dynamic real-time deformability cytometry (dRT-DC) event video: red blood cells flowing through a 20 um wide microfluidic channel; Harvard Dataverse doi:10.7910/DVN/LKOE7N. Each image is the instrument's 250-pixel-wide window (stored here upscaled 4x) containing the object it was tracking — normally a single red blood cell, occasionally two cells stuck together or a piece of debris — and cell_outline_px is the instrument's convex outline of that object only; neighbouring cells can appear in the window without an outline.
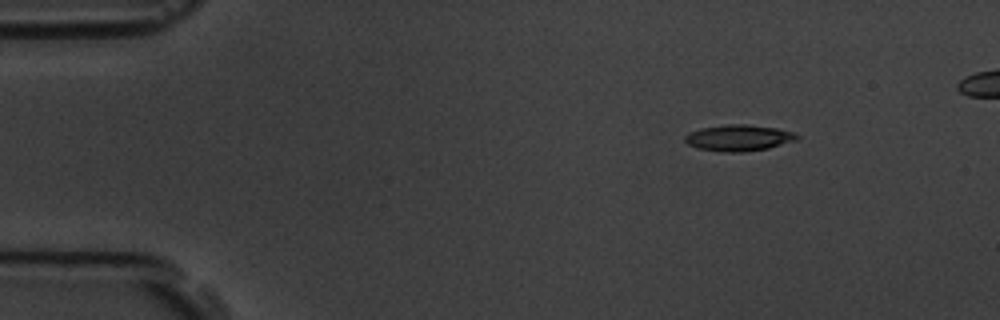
{"species": "common noctule bat (a hibernating species)", "species_latin": "Nyctalus noctula", "temperature_condition": "room temperature", "stored_images_in_passage": 2, "camera_frame_rate_fps": 3000, "um_per_image_px": 0.085, "animal": {"sex": "male", "body_mass_g": 19.5, "forearm_length_mm": 54.6}, "frame": {"image": 1, "passage_image": 2, "time_ms": 1.0, "image_size_px": [1000, 320], "cell_outline_px": [[800, 136], [796, 140], [768, 148], [744, 152], [720, 152], [696, 148], [688, 144], [684, 140], [684, 136], [688, 132], [700, 128], [724, 124], [744, 124], [776, 128], [796, 132]], "centroid_in_image_um": [62.76, 11.71], "position_along_channel_um": 22.2, "area_um2": 17.34}}